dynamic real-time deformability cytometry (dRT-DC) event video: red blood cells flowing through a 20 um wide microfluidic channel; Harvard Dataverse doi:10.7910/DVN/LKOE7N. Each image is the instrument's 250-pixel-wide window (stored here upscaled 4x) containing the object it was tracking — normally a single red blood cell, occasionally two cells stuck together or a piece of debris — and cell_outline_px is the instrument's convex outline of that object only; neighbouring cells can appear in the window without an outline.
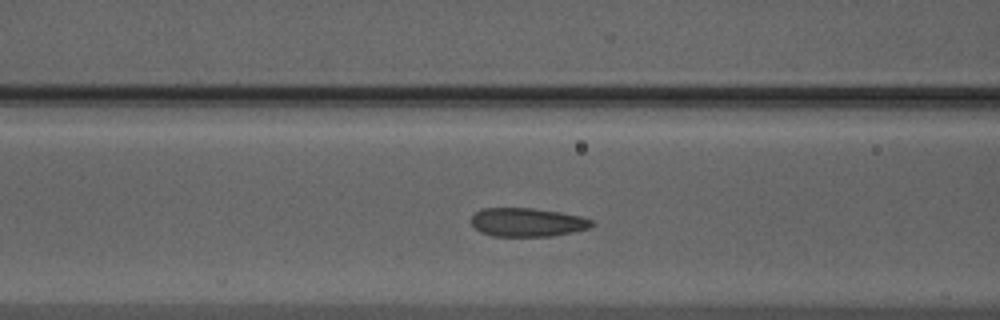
{"species": "Egyptian fruit bat (a non-hibernating species)", "species_latin": "Rousettus aegyptiacus", "temperature_condition": "warm", "stored_images_in_passage": 47, "camera_frame_rate_fps": 3000, "um_per_image_px": 0.085, "animal": {"sex": "male"}, "frame": {"image": 1, "passage_image": 15, "time_ms": 4.667, "image_size_px": [1000, 320], "cell_outline_px": [[596, 224], [588, 228], [572, 232], [552, 236], [492, 236], [480, 232], [472, 224], [472, 216], [480, 208], [532, 208], [560, 212], [580, 216], [592, 220]], "centroid_in_image_um": [44.82, 18.89], "position_along_channel_um": 121.8, "area_um2": 20.11}}
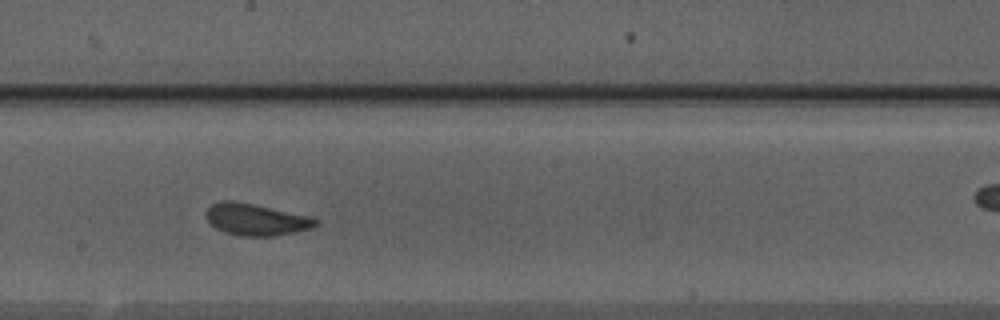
{"frame": {"image": 2, "passage_image": 23, "time_ms": 7.333, "image_size_px": [1000, 320], "cell_outline_px": [[320, 220], [312, 228], [296, 232], [276, 236], [240, 236], [224, 232], [208, 224], [204, 216], [204, 212], [212, 204], [220, 200], [236, 200], [312, 216]], "centroid_in_image_um": [21.73, 18.65], "position_along_channel_um": 226.5, "area_um2": 20.87}}
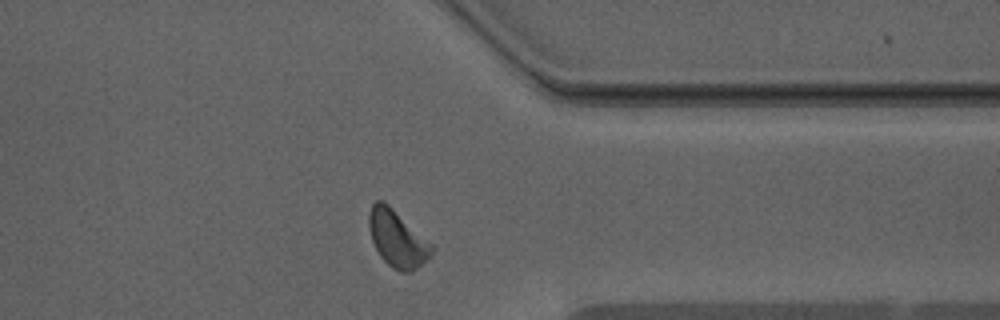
{"frame": {"image": 3, "passage_image": 35, "time_ms": 11.333, "image_size_px": [1000, 320], "cell_outline_px": [[436, 248], [412, 272], [400, 272], [392, 268], [380, 256], [372, 240], [368, 228], [368, 216], [372, 204], [376, 200], [384, 200], [432, 244]], "centroid_in_image_um": [33.74, 20.27], "position_along_channel_um": 377.7, "area_um2": 20.52}, "authors_computed_cell_mechanics": {"area_um2": 20.0566, "velocity_mm_per_s": 3.9378, "shape_relaxation_time_tau1_ms": 3.0285, "shape_relaxation_time_tau2_ms": 0.8087, "deformation_change_tau1": 0.0993, "deformation_change_tau2": 0.05}}